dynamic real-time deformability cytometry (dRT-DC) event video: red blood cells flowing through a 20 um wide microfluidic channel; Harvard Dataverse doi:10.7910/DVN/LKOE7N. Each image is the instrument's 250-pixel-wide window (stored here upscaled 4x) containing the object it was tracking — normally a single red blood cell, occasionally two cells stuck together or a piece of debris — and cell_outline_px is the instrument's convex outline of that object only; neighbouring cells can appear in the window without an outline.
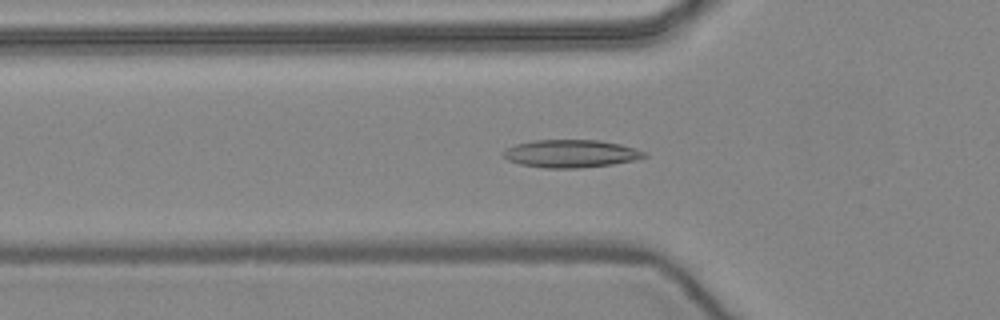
{"species": "common noctule bat (a hibernating species)", "species_latin": "Nyctalus noctula", "temperature_condition": "warm", "stored_images_in_passage": 51, "camera_frame_rate_fps": 3000, "um_per_image_px": 0.085, "animal": {"sex": "female", "body_mass_g": 24.6, "forearm_length_mm": 56.2}, "frame": {"image": 1, "passage_image": 17, "time_ms": 5.333, "image_size_px": [1000, 320], "cell_outline_px": [[648, 156], [636, 160], [612, 164], [580, 168], [544, 168], [520, 164], [508, 160], [504, 156], [504, 148], [516, 144], [532, 140], [600, 140], [620, 144], [648, 152]], "centroid_in_image_um": [48.54, 13.05], "position_along_channel_um": 77.3, "area_um2": 22.95}}
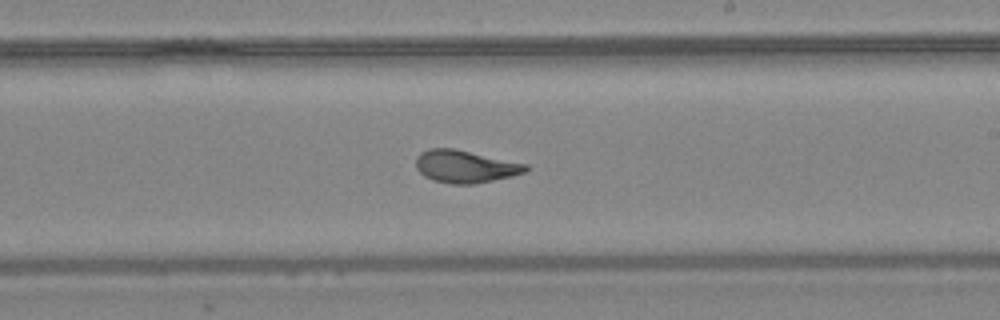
{"frame": {"image": 2, "passage_image": 30, "time_ms": 9.667, "image_size_px": [1000, 320], "cell_outline_px": [[532, 168], [524, 172], [512, 176], [476, 184], [452, 184], [432, 180], [424, 176], [416, 168], [416, 156], [420, 152], [428, 148], [452, 148], [528, 164]], "centroid_in_image_um": [39.54, 14.15], "position_along_channel_um": 249.5, "area_um2": 20.92}}
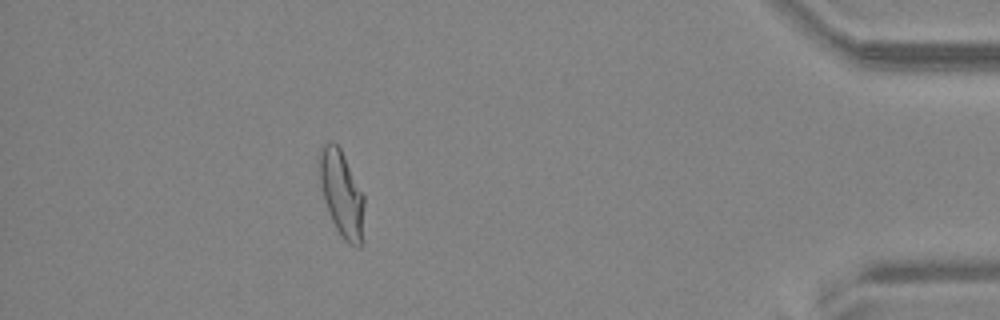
{"frame": {"image": 3, "passage_image": 46, "time_ms": 15.0, "image_size_px": [1000, 320], "cell_outline_px": [[364, 204], [360, 248], [356, 248], [348, 244], [340, 236], [332, 220], [324, 200], [320, 184], [316, 160], [320, 148], [324, 144], [332, 140], [340, 148], [364, 196]], "centroid_in_image_um": [28.99, 16.43], "position_along_channel_um": 406.2, "area_um2": 22.6}, "authors_computed_cell_mechanics": {"area_um2": 20.9236, "velocity_mm_per_s": 3.9589, "shape_relaxation_time_tau1_ms": 6.5211, "shape_relaxation_time_tau2_ms": 1.0361, "deformation_change_tau1": 0.2026, "deformation_change_tau2": 0.0732}}